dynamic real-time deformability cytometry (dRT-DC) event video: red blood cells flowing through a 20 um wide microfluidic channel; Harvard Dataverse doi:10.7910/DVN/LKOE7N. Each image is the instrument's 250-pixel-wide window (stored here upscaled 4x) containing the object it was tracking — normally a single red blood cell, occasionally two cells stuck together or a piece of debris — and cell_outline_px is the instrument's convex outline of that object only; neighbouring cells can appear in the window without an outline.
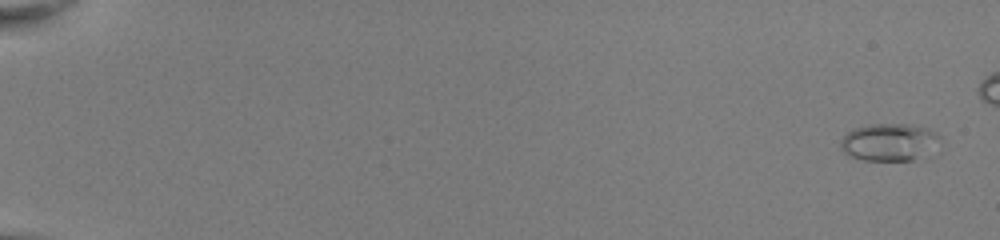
{"species": "common noctule bat (a hibernating species)", "species_latin": "Nyctalus noctula", "temperature_condition": "room temperature", "stored_images_in_passage": 8, "camera_frame_rate_fps": 3000, "um_per_image_px": 0.085, "animal": {"sex": "female", "body_mass_g": 22.0, "forearm_length_mm": 56.7}, "frame": {"image": 1, "passage_image": 2, "time_ms": 0.333, "image_size_px": [1000, 240], "cell_outline_px": [[940, 140], [912, 160], [864, 160], [848, 156], [840, 148], [840, 140], [852, 128], [872, 124], [908, 124], [928, 128], [936, 132], [940, 136]], "centroid_in_image_um": [75.48, 12.05], "position_along_channel_um": 9.5, "area_um2": 21.21}}